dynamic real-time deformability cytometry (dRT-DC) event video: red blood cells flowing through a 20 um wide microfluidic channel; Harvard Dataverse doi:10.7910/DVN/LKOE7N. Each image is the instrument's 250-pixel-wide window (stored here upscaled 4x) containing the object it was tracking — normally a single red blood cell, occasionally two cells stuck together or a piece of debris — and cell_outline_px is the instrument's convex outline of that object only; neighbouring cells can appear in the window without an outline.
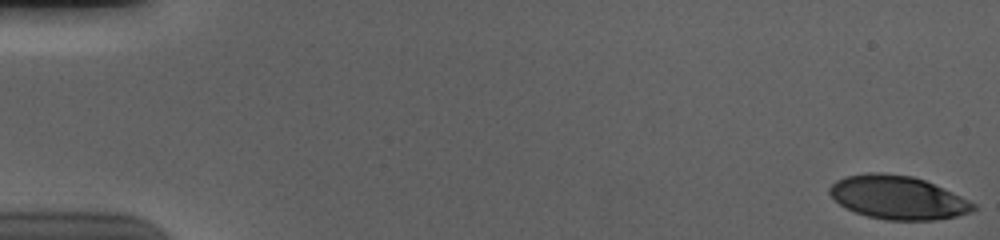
{"species": "human", "species_latin": "Homo sapiens", "temperature_condition": "cold", "stored_images_in_passage": 57, "camera_frame_rate_fps": 3000, "um_per_image_px": 0.085, "donor": {"sex": "male"}, "frame": {"image": 1, "passage_image": 1, "time_ms": 0.0, "image_size_px": [1000, 240], "cell_outline_px": [[976, 208], [972, 212], [956, 216], [932, 220], [888, 220], [868, 216], [856, 212], [840, 204], [828, 192], [828, 188], [836, 180], [844, 176], [868, 172], [876, 172], [912, 176], [924, 180], [944, 188], [976, 204]], "centroid_in_image_um": [76.31, 16.78], "position_along_channel_um": 8.7, "area_um2": 36.18}}
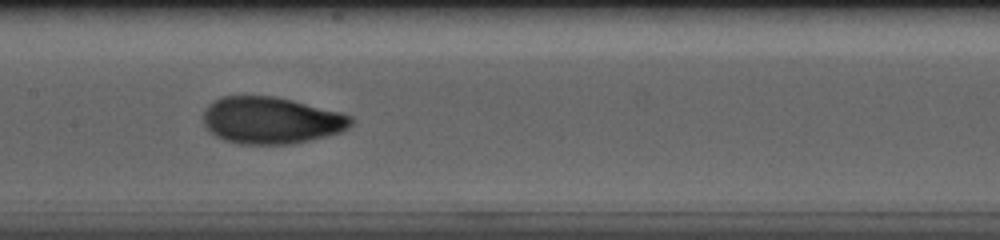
{"frame": {"image": 2, "passage_image": 29, "time_ms": 9.333, "image_size_px": [1000, 240], "cell_outline_px": [[356, 120], [348, 128], [340, 132], [292, 144], [236, 144], [224, 140], [216, 136], [204, 124], [204, 108], [212, 100], [224, 96], [276, 96], [340, 112], [352, 116]], "centroid_in_image_um": [23.04, 10.22], "position_along_channel_um": 184.4, "area_um2": 40.4}}
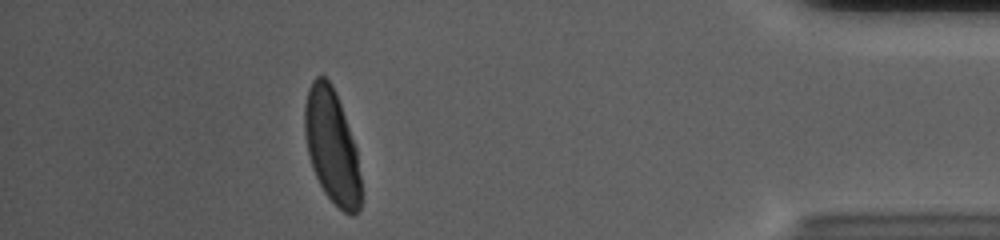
{"frame": {"image": 3, "passage_image": 51, "time_ms": 16.667, "image_size_px": [1000, 240], "cell_outline_px": [[360, 208], [352, 216], [344, 212], [324, 192], [312, 168], [308, 152], [304, 132], [304, 104], [308, 88], [312, 80], [316, 76], [324, 76], [332, 84], [336, 92], [356, 148], [360, 176]], "centroid_in_image_um": [28.18, 12.4], "position_along_channel_um": 407.0, "area_um2": 37.11}, "authors_computed_cell_mechanics": {"area_um2": 38.6104, "velocity_mm_per_s": 3.6686, "shape_relaxation_time_tau1_ms": 3.4663, "shape_relaxation_time_tau2_ms": null, "deformation_change_tau1": 0.1741, "deformation_change_tau2": null}}